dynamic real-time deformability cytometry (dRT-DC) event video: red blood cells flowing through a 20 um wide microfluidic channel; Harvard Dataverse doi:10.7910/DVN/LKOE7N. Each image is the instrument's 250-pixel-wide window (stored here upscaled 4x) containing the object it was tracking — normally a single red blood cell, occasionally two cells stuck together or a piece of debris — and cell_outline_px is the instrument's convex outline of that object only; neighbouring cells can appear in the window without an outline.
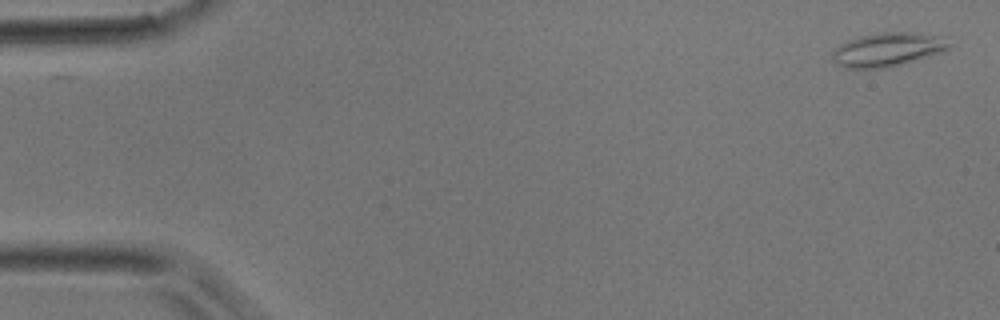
{"species": "common noctule bat (a hibernating species)", "species_latin": "Nyctalus noctula", "temperature_condition": "room temperature", "stored_images_in_passage": 44, "camera_frame_rate_fps": 3000, "um_per_image_px": 0.085, "animal": {"sex": "male", "body_mass_g": 17.9}, "frame": {"image": 1, "passage_image": 1, "time_ms": 0.0, "image_size_px": [1000, 320], "cell_outline_px": [[952, 44], [944, 52], [888, 68], [844, 68], [832, 60], [832, 52], [840, 44], [848, 40], [860, 36], [876, 32], [916, 32], [944, 36]], "centroid_in_image_um": [75.49, 4.2], "position_along_channel_um": 9.5, "area_um2": 23.35}}
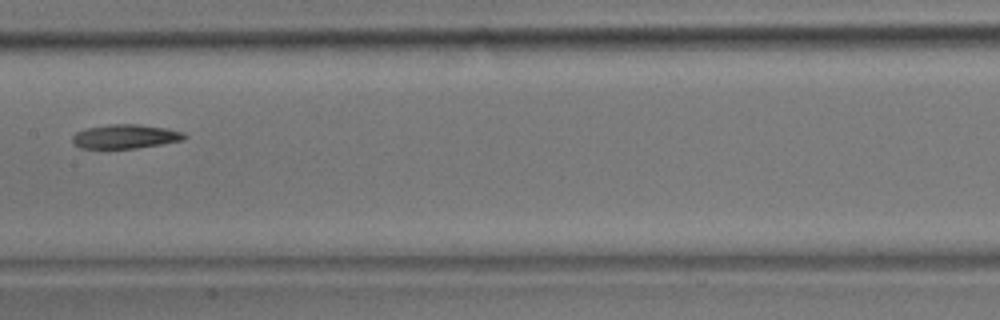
{"frame": {"image": 2, "passage_image": 22, "time_ms": 7.0, "image_size_px": [1000, 320], "cell_outline_px": [[188, 136], [184, 140], [136, 148], [80, 148], [72, 144], [72, 136], [76, 132], [88, 128], [108, 124], [140, 124], [168, 128], [184, 132]], "centroid_in_image_um": [10.67, 11.59], "position_along_channel_um": 196.7, "area_um2": 15.84}}
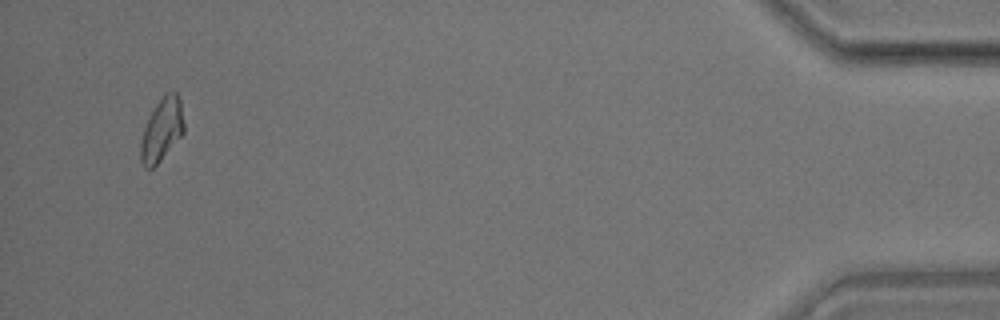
{"frame": {"image": 3, "passage_image": 42, "time_ms": 13.667, "image_size_px": [1000, 320], "cell_outline_px": [[184, 132], [160, 160], [152, 168], [144, 168], [140, 160], [140, 140], [148, 116], [164, 92], [172, 88], [176, 92], [180, 100], [184, 124]], "centroid_in_image_um": [13.74, 10.97], "position_along_channel_um": 421.5, "area_um2": 16.01}}